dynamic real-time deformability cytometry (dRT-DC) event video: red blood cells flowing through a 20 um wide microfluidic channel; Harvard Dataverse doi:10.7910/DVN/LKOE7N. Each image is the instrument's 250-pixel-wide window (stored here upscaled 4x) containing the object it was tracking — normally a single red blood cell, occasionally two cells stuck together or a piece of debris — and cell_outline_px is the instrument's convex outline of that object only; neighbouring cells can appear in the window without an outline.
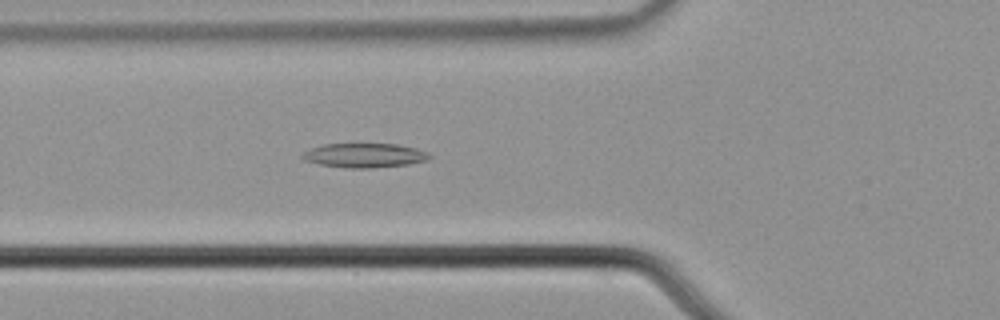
{"species": "common noctule bat (a hibernating species)", "species_latin": "Nyctalus noctula", "temperature_condition": "cold", "stored_images_in_passage": 36, "camera_frame_rate_fps": 3000, "um_per_image_px": 0.085, "animal": {"sex": "male", "body_mass_g": 21.5, "forearm_length_mm": 52.0}, "frame": {"image": 1, "passage_image": 14, "time_ms": 4.333, "image_size_px": [1000, 320], "cell_outline_px": [[432, 156], [428, 160], [408, 164], [372, 168], [348, 168], [320, 164], [304, 160], [300, 156], [304, 152], [312, 148], [324, 144], [396, 144], [416, 148], [428, 152]], "centroid_in_image_um": [31.01, 13.21], "position_along_channel_um": 94.8, "area_um2": 17.92}}
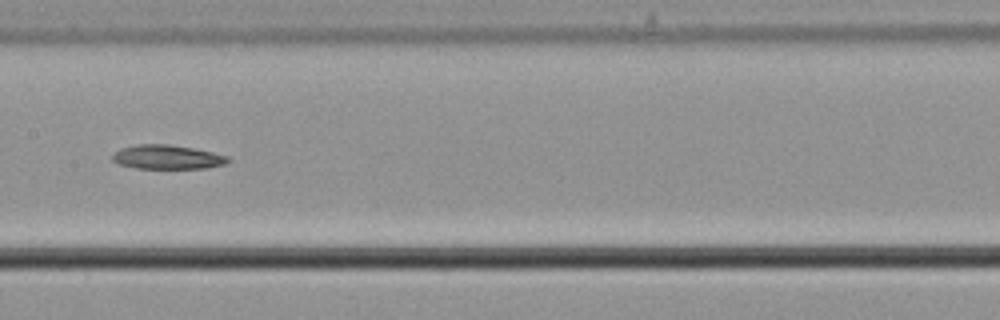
{"frame": {"image": 2, "passage_image": 22, "time_ms": 7.0, "image_size_px": [1000, 320], "cell_outline_px": [[232, 160], [224, 164], [208, 168], [136, 168], [120, 164], [112, 160], [112, 156], [120, 148], [136, 144], [168, 144], [192, 148], [212, 152], [228, 156]], "centroid_in_image_um": [14.23, 13.35], "position_along_channel_um": 193.2, "area_um2": 16.18}}
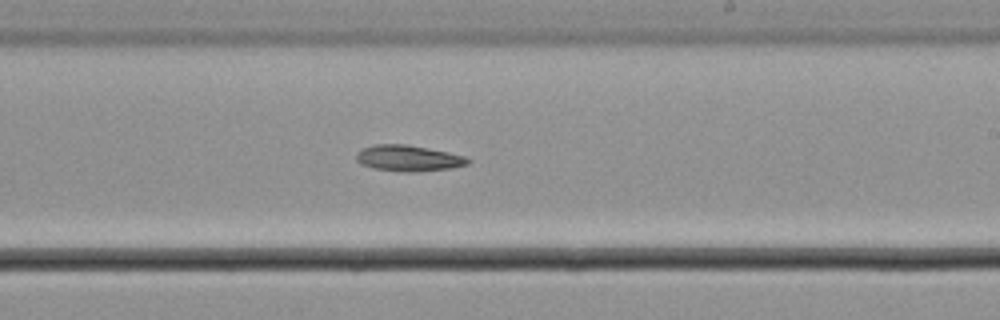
{"frame": {"image": 3, "passage_image": 27, "time_ms": 8.667, "image_size_px": [1000, 320], "cell_outline_px": [[472, 160], [468, 164], [452, 168], [420, 172], [400, 172], [372, 168], [360, 164], [356, 160], [356, 152], [360, 148], [372, 144], [408, 144], [448, 152], [464, 156]], "centroid_in_image_um": [34.67, 13.45], "position_along_channel_um": 254.3, "area_um2": 17.34}}